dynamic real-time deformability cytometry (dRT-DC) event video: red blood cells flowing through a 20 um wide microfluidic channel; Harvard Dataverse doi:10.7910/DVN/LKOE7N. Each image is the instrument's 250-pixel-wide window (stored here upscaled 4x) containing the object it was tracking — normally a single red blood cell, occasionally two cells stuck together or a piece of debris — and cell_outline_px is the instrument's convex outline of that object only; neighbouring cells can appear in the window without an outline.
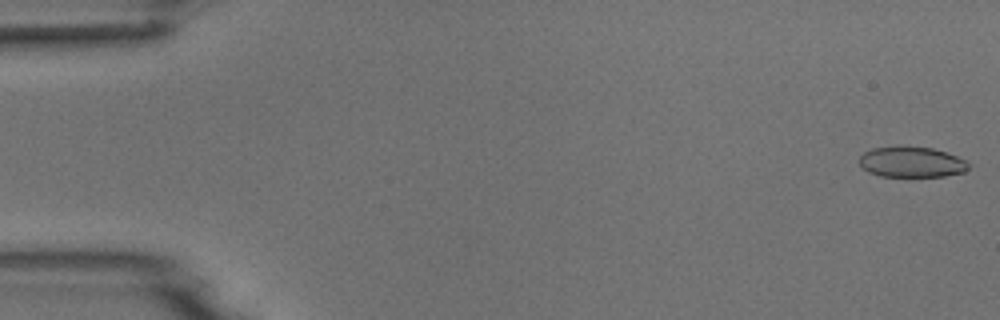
{"species": "common noctule bat (a hibernating species)", "species_latin": "Nyctalus noctula", "temperature_condition": "room temperature", "stored_images_in_passage": 3, "camera_frame_rate_fps": 3000, "um_per_image_px": 0.085, "animal": {"sex": "male", "body_mass_g": 18.8}, "frame": {"image": 1, "passage_image": 1, "time_ms": 0.0, "image_size_px": [1000, 320], "cell_outline_px": [[972, 164], [964, 172], [944, 176], [880, 176], [868, 172], [860, 164], [860, 156], [864, 152], [872, 148], [900, 144], [932, 148], [948, 152], [968, 160]], "centroid_in_image_um": [77.52, 13.74], "position_along_channel_um": 7.5, "area_um2": 20.06}}